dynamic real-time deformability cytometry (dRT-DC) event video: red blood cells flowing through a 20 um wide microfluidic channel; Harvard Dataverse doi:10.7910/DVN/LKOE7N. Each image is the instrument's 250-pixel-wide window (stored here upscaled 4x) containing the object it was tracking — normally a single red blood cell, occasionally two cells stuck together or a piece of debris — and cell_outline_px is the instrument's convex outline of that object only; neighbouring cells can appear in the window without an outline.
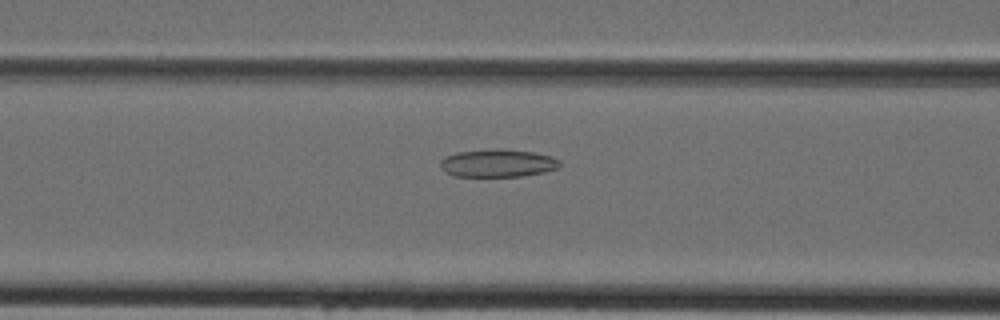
{"species": "Egyptian fruit bat (a non-hibernating species)", "species_latin": "Rousettus aegyptiacus", "temperature_condition": "cold", "stored_images_in_passage": 32, "camera_frame_rate_fps": 3000, "um_per_image_px": 0.085, "animal": {"sex": "female"}, "frame": {"image": 1, "passage_image": 6, "time_ms": 1.667, "image_size_px": [1000, 320], "cell_outline_px": [[560, 164], [556, 168], [544, 172], [520, 176], [452, 176], [444, 172], [440, 168], [440, 160], [444, 156], [456, 152], [532, 152], [552, 156], [560, 160]], "centroid_in_image_um": [42.26, 13.92], "position_along_channel_um": 124.3, "area_um2": 18.38}}
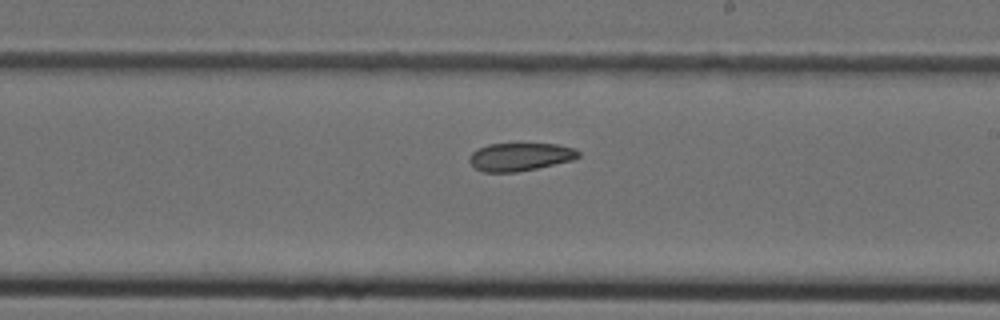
{"frame": {"image": 2, "passage_image": 14, "time_ms": 4.333, "image_size_px": [1000, 320], "cell_outline_px": [[580, 156], [572, 160], [536, 168], [516, 172], [484, 172], [476, 168], [468, 160], [468, 156], [472, 152], [488, 144], [556, 144], [572, 148], [580, 152]], "centroid_in_image_um": [44.18, 13.33], "position_along_channel_um": 244.8, "area_um2": 17.57}}
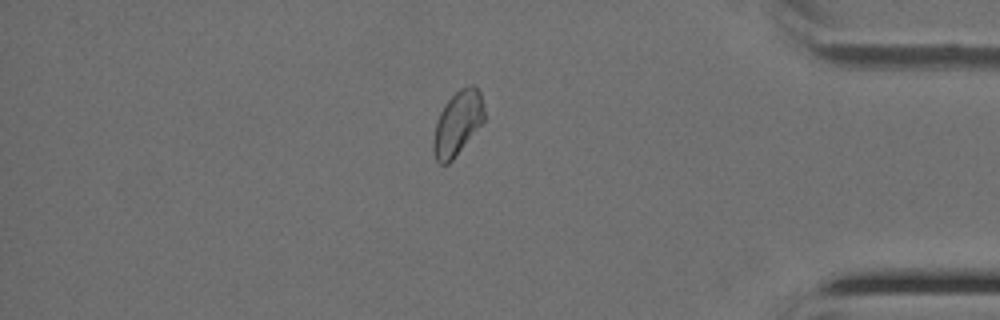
{"frame": {"image": 3, "passage_image": 26, "time_ms": 8.333, "image_size_px": [1000, 320], "cell_outline_px": [[484, 120], [452, 160], [448, 164], [440, 164], [436, 160], [432, 148], [432, 140], [436, 120], [444, 104], [460, 88], [472, 84], [480, 92], [484, 108]], "centroid_in_image_um": [38.86, 10.47], "position_along_channel_um": 396.3, "area_um2": 18.9}}